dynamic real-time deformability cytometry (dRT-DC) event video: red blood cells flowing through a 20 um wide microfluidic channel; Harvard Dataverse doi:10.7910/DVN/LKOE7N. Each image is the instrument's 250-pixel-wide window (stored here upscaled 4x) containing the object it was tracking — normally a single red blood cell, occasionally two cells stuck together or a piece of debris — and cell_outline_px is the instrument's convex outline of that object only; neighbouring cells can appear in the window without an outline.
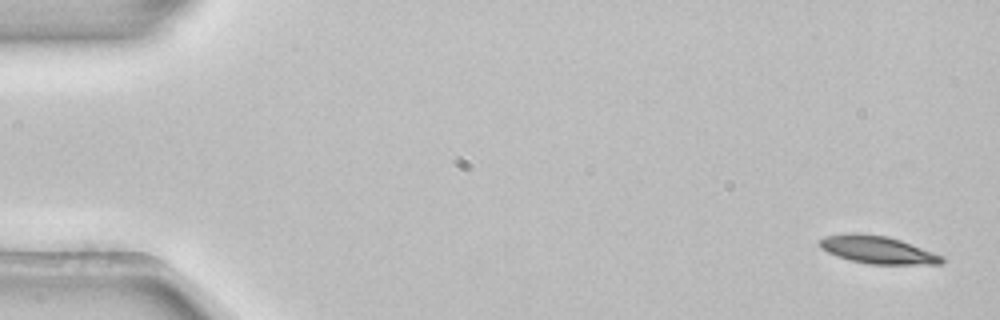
{"species": "common noctule bat (a hibernating species)", "species_latin": "Nyctalus noctula", "temperature_condition": "room temperature", "stored_images_in_passage": 52, "camera_frame_rate_fps": 3000, "um_per_image_px": 0.085, "animal": {"sex": "female", "body_mass_g": 22.7, "forearm_length_mm": 54.2}, "frame": {"image": 1, "passage_image": 1, "time_ms": 0.0, "image_size_px": [1000, 320], "cell_outline_px": [[944, 260], [940, 264], [868, 264], [848, 260], [836, 256], [820, 248], [820, 240], [824, 236], [848, 232], [856, 232], [888, 236], [900, 240], [944, 256]], "centroid_in_image_um": [74.55, 21.22], "position_along_channel_um": 10.4, "area_um2": 19.83}}
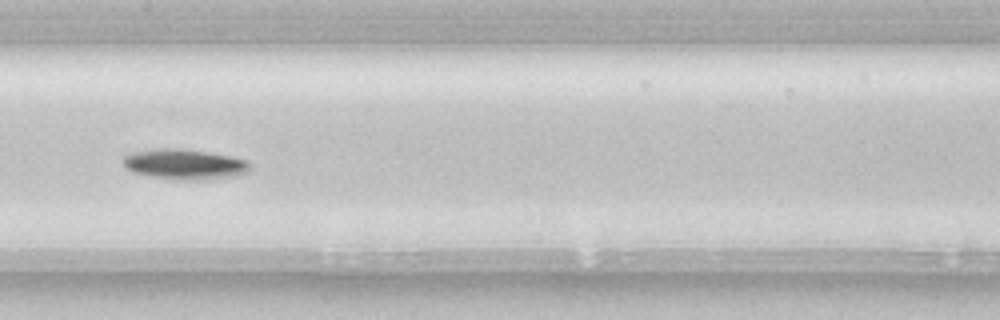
{"frame": {"image": 2, "passage_image": 26, "time_ms": 8.333, "image_size_px": [1000, 320], "cell_outline_px": [[252, 168], [248, 172], [236, 176], [208, 180], [172, 180], [132, 172], [120, 160], [124, 156], [132, 152], [152, 148], [180, 148], [228, 156], [248, 160], [252, 164]], "centroid_in_image_um": [15.7, 13.97], "position_along_channel_um": 191.7, "area_um2": 22.77}}
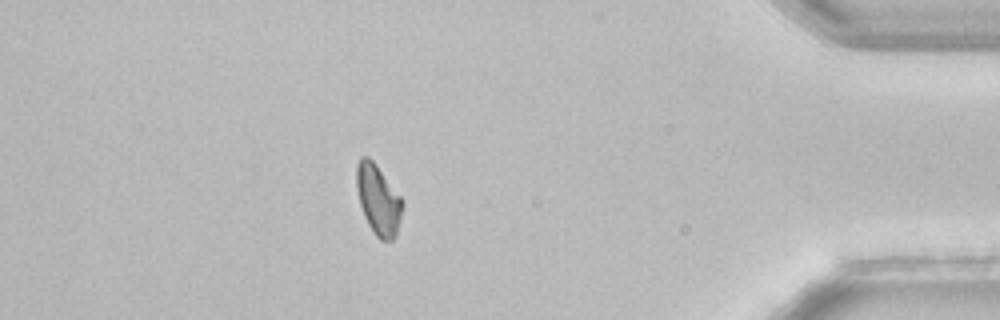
{"frame": {"image": 3, "passage_image": 46, "time_ms": 15.0, "image_size_px": [1000, 320], "cell_outline_px": [[404, 208], [396, 236], [392, 240], [380, 240], [372, 232], [364, 216], [360, 204], [356, 188], [356, 164], [360, 156], [368, 156], [376, 164], [400, 196], [404, 204]], "centroid_in_image_um": [32.15, 16.98], "position_along_channel_um": 403.1, "area_um2": 18.96}, "authors_computed_cell_mechanics": {"area_um2": 19.8543, "velocity_mm_per_s": 3.848, "shape_relaxation_time_tau1_ms": 2.0783, "shape_relaxation_time_tau2_ms": null, "deformation_change_tau1": 0.1035, "deformation_change_tau2": null}}